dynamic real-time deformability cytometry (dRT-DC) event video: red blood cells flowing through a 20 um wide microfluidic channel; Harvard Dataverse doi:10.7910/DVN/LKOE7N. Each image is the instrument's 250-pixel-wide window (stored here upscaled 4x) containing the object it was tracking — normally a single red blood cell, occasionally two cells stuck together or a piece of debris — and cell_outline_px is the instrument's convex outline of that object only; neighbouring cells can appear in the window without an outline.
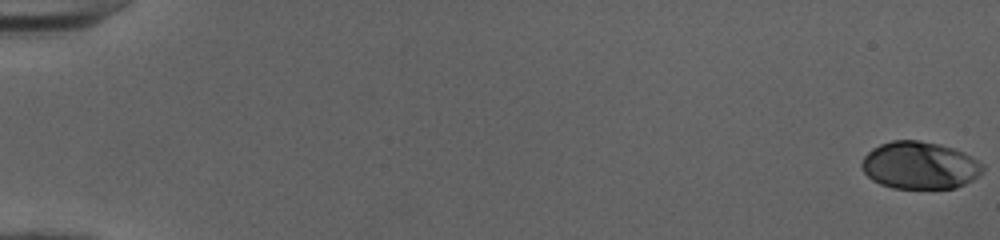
{"species": "human", "species_latin": "Homo sapiens", "temperature_condition": "cold", "stored_images_in_passage": 53, "camera_frame_rate_fps": 3000, "um_per_image_px": 0.085, "donor": {"sex": "female"}, "frame": {"image": 1, "passage_image": 1, "time_ms": 0.0, "image_size_px": [1000, 240], "cell_outline_px": [[984, 168], [972, 180], [956, 188], [892, 188], [880, 184], [872, 180], [864, 172], [860, 164], [864, 156], [872, 148], [880, 144], [892, 140], [916, 140], [936, 144], [952, 148], [964, 152], [984, 164]], "centroid_in_image_um": [78.15, 14.06], "position_along_channel_um": 6.9, "area_um2": 33.29}}
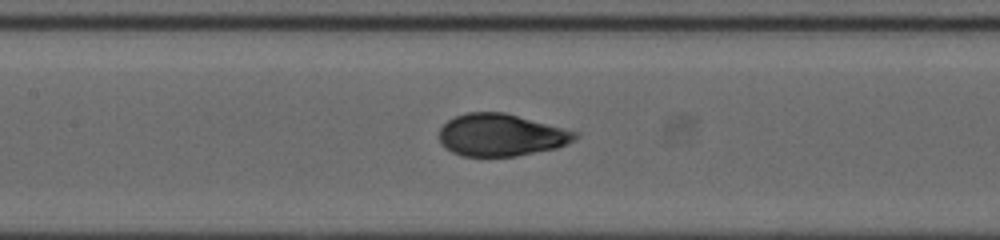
{"frame": {"image": 2, "passage_image": 27, "time_ms": 8.667, "image_size_px": [1000, 240], "cell_outline_px": [[580, 136], [576, 140], [568, 144], [556, 148], [516, 156], [460, 156], [452, 152], [440, 140], [440, 128], [448, 120], [456, 116], [468, 112], [504, 112], [576, 132]], "centroid_in_image_um": [42.6, 11.48], "position_along_channel_um": 164.8, "area_um2": 33.12}}
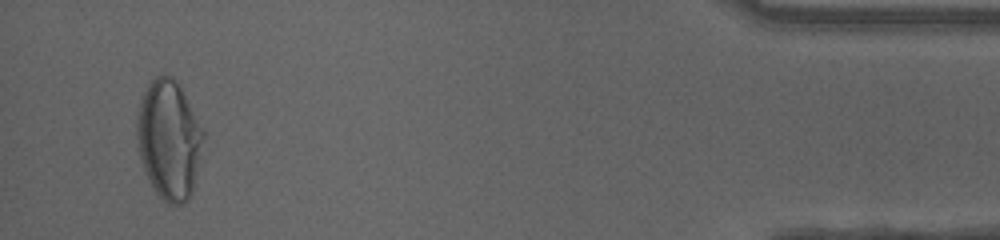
{"frame": {"image": 3, "passage_image": 51, "time_ms": 16.667, "image_size_px": [1000, 240], "cell_outline_px": [[204, 136], [192, 192], [188, 200], [180, 204], [168, 204], [156, 192], [148, 180], [144, 172], [140, 160], [136, 136], [136, 124], [140, 100], [148, 84], [156, 76], [172, 76], [180, 84], [204, 132]], "centroid_in_image_um": [14.34, 11.86], "position_along_channel_um": 420.9, "area_um2": 46.01}, "authors_computed_cell_mechanics": {"area_um2": 33.9864, "velocity_mm_per_s": 4.0165, "shape_relaxation_time_tau1_ms": 4.4768, "shape_relaxation_time_tau2_ms": null, "deformation_change_tau1": 0.1897, "deformation_change_tau2": null}}